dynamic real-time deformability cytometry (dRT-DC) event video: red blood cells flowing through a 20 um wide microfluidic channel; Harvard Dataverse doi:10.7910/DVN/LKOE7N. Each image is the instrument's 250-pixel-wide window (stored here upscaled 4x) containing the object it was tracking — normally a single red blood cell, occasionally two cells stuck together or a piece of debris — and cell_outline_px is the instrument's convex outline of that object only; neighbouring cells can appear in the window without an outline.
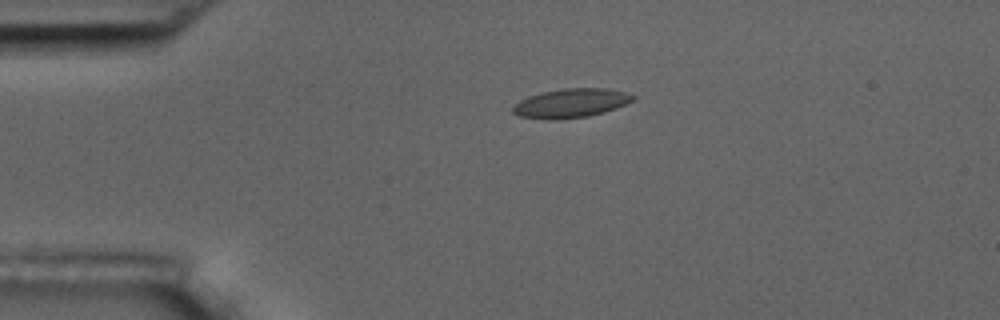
{"species": "common noctule bat (a hibernating species)", "species_latin": "Nyctalus noctula", "temperature_condition": "room temperature", "stored_images_in_passage": 5, "camera_frame_rate_fps": 3000, "um_per_image_px": 0.085, "animal": {"sex": "male", "body_mass_g": 17.5, "forearm_length_mm": 52.3}, "frame": {"image": 1, "passage_image": 4, "time_ms": 3.333, "image_size_px": [1000, 320], "cell_outline_px": [[636, 96], [632, 100], [616, 108], [604, 112], [588, 116], [556, 120], [544, 120], [520, 116], [512, 112], [512, 108], [520, 100], [528, 96], [540, 92], [564, 88], [604, 88], [624, 92]], "centroid_in_image_um": [48.48, 8.77], "position_along_channel_um": 36.5, "area_um2": 20.29}}